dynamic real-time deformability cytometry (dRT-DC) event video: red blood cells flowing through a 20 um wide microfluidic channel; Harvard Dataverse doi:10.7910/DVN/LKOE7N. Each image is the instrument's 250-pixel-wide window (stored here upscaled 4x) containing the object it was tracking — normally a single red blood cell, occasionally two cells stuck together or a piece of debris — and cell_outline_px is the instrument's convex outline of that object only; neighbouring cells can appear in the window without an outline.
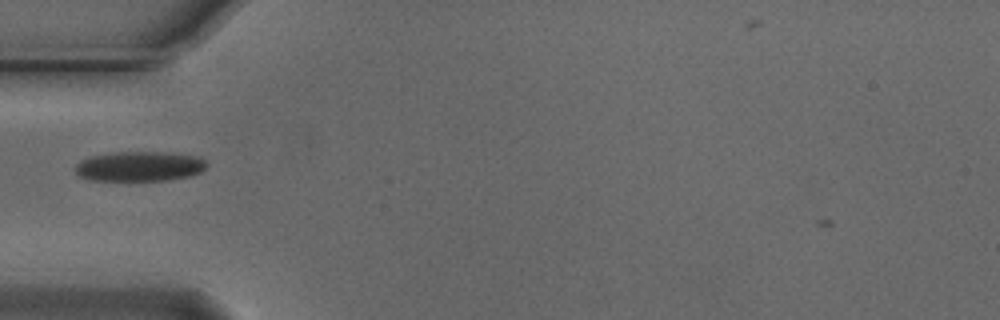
{"species": "Egyptian fruit bat (a non-hibernating species)", "species_latin": "Rousettus aegyptiacus", "temperature_condition": "cold", "stored_images_in_passage": 36, "camera_frame_rate_fps": 3000, "um_per_image_px": 0.085, "animal": {"sex": "male"}, "frame": {"image": 1, "passage_image": 1, "time_ms": 0.0, "image_size_px": [1000, 320], "cell_outline_px": [[208, 164], [200, 172], [188, 176], [168, 180], [88, 180], [80, 176], [76, 172], [76, 164], [80, 160], [92, 156], [116, 152], [172, 152], [200, 156]], "centroid_in_image_um": [11.88, 14.13], "position_along_channel_um": 73.1, "area_um2": 22.89}}
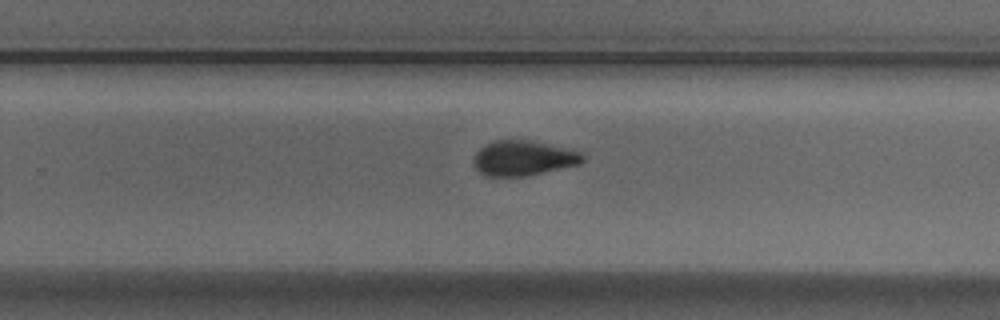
{"frame": {"image": 2, "passage_image": 18, "time_ms": 5.667, "image_size_px": [1000, 320], "cell_outline_px": [[584, 160], [580, 164], [524, 176], [488, 176], [480, 172], [476, 168], [472, 160], [476, 152], [484, 144], [496, 140], [528, 140], [584, 152]], "centroid_in_image_um": [44.47, 13.43], "position_along_channel_um": 285.3, "area_um2": 22.14}}
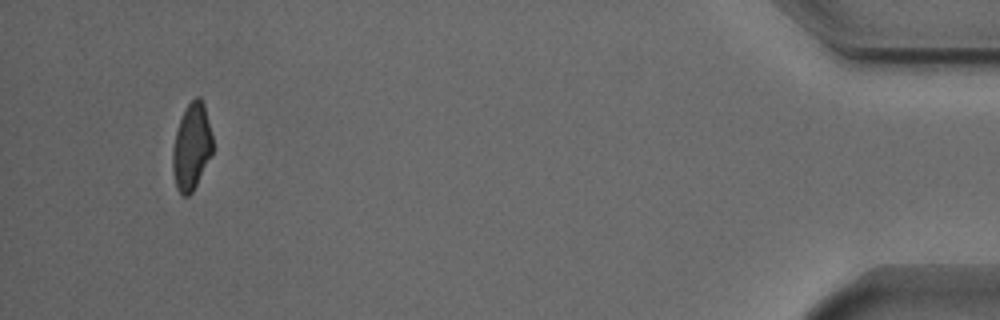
{"frame": {"image": 3, "passage_image": 35, "time_ms": 11.333, "image_size_px": [1000, 320], "cell_outline_px": [[212, 152], [192, 192], [188, 196], [184, 196], [176, 188], [172, 172], [172, 148], [176, 132], [184, 108], [196, 96], [200, 96], [204, 104], [212, 136]], "centroid_in_image_um": [16.26, 12.46], "position_along_channel_um": 418.9, "area_um2": 20.0}}